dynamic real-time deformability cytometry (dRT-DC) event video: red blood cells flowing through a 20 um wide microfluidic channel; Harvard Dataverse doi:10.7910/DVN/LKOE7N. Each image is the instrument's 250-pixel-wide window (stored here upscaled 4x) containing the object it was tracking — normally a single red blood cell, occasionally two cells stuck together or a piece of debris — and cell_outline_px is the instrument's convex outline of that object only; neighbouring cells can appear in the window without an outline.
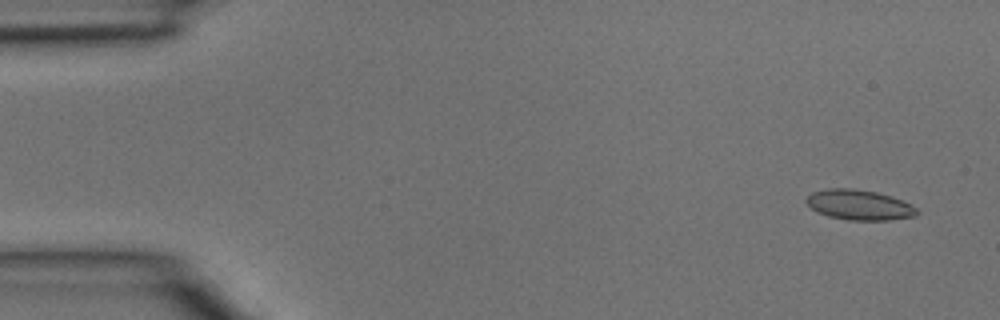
{"species": "common noctule bat (a hibernating species)", "species_latin": "Nyctalus noctula", "temperature_condition": "room temperature", "stored_images_in_passage": 39, "camera_frame_rate_fps": 3000, "um_per_image_px": 0.085, "animal": {"sex": "male", "body_mass_g": 15.6}, "frame": {"image": 1, "passage_image": 2, "time_ms": 0.333, "image_size_px": [1000, 320], "cell_outline_px": [[920, 212], [916, 216], [888, 220], [848, 220], [828, 216], [812, 208], [804, 200], [812, 192], [828, 188], [852, 188], [876, 192], [900, 200], [916, 208]], "centroid_in_image_um": [73.02, 17.42], "position_along_channel_um": 12.0, "area_um2": 19.19}}
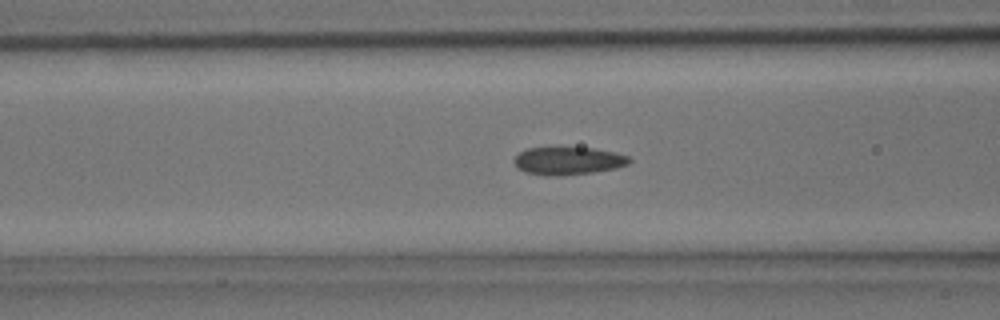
{"frame": {"image": 2, "passage_image": 15, "time_ms": 4.667, "image_size_px": [1000, 320], "cell_outline_px": [[632, 160], [628, 164], [616, 168], [592, 172], [560, 176], [548, 176], [524, 172], [516, 168], [512, 160], [520, 152], [528, 148], [592, 148], [612, 152], [628, 156]], "centroid_in_image_um": [48.24, 13.68], "position_along_channel_um": 118.4, "area_um2": 18.61}}
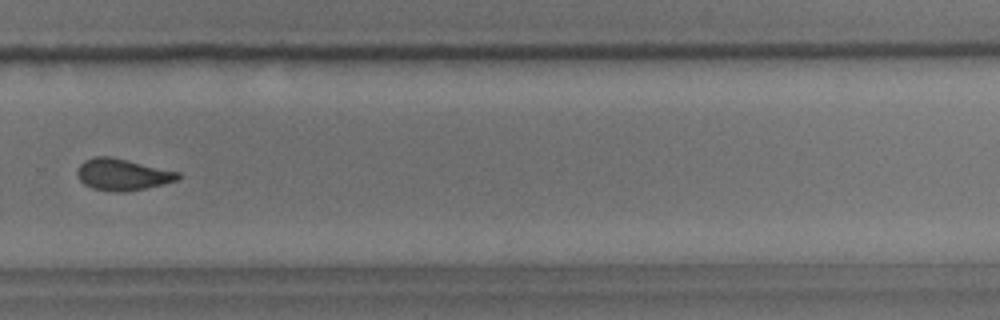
{"frame": {"image": 3, "passage_image": 27, "time_ms": 8.667, "image_size_px": [1000, 320], "cell_outline_px": [[180, 176], [176, 180], [164, 184], [124, 192], [108, 192], [92, 188], [84, 184], [80, 180], [76, 172], [76, 168], [84, 160], [92, 156], [112, 156], [180, 172]], "centroid_in_image_um": [10.37, 14.82], "position_along_channel_um": 319.4, "area_um2": 18.79}}